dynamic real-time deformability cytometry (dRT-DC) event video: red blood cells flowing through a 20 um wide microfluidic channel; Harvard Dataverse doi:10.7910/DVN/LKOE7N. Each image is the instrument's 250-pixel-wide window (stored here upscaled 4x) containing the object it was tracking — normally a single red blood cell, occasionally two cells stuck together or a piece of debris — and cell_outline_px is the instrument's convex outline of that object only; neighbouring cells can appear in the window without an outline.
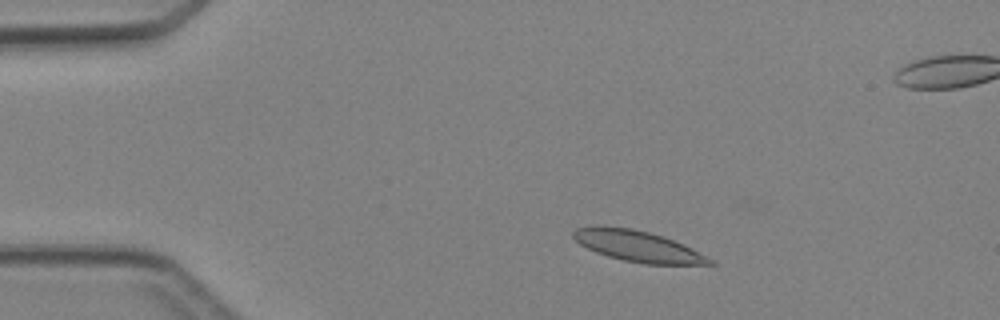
{"species": "Egyptian fruit bat (a non-hibernating species)", "species_latin": "Rousettus aegyptiacus", "temperature_condition": "cold", "stored_images_in_passage": 3, "camera_frame_rate_fps": 3000, "um_per_image_px": 0.085, "animal": {"sex": "female"}, "frame": {"image": 1, "passage_image": 1, "time_ms": 0.0, "image_size_px": [1000, 320], "cell_outline_px": [[716, 264], [644, 264], [624, 260], [608, 256], [596, 252], [580, 244], [572, 236], [572, 232], [576, 228], [596, 224], [600, 224], [632, 228], [648, 232], [684, 244], [692, 248], [712, 260]], "centroid_in_image_um": [54.14, 20.9], "position_along_channel_um": 30.9, "area_um2": 24.57}}